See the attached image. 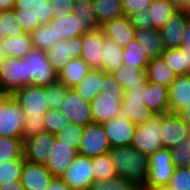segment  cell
Wrapping results in <instances>:
<instances>
[{"label": "cell", "mask_w": 190, "mask_h": 190, "mask_svg": "<svg viewBox=\"0 0 190 190\" xmlns=\"http://www.w3.org/2000/svg\"><path fill=\"white\" fill-rule=\"evenodd\" d=\"M181 11H184L190 15V0L186 1L185 7Z\"/></svg>", "instance_id": "obj_60"}, {"label": "cell", "mask_w": 190, "mask_h": 190, "mask_svg": "<svg viewBox=\"0 0 190 190\" xmlns=\"http://www.w3.org/2000/svg\"><path fill=\"white\" fill-rule=\"evenodd\" d=\"M178 11H181L187 0H168Z\"/></svg>", "instance_id": "obj_59"}, {"label": "cell", "mask_w": 190, "mask_h": 190, "mask_svg": "<svg viewBox=\"0 0 190 190\" xmlns=\"http://www.w3.org/2000/svg\"><path fill=\"white\" fill-rule=\"evenodd\" d=\"M74 0H49L54 18H64L72 14Z\"/></svg>", "instance_id": "obj_50"}, {"label": "cell", "mask_w": 190, "mask_h": 190, "mask_svg": "<svg viewBox=\"0 0 190 190\" xmlns=\"http://www.w3.org/2000/svg\"><path fill=\"white\" fill-rule=\"evenodd\" d=\"M59 109L69 122L85 127L93 123L90 113V102L82 98L73 88H67L65 100Z\"/></svg>", "instance_id": "obj_13"}, {"label": "cell", "mask_w": 190, "mask_h": 190, "mask_svg": "<svg viewBox=\"0 0 190 190\" xmlns=\"http://www.w3.org/2000/svg\"><path fill=\"white\" fill-rule=\"evenodd\" d=\"M96 20L102 24L124 15L121 0H92Z\"/></svg>", "instance_id": "obj_32"}, {"label": "cell", "mask_w": 190, "mask_h": 190, "mask_svg": "<svg viewBox=\"0 0 190 190\" xmlns=\"http://www.w3.org/2000/svg\"><path fill=\"white\" fill-rule=\"evenodd\" d=\"M176 77L177 74L172 71L161 57L150 59L146 68L147 81L169 88Z\"/></svg>", "instance_id": "obj_29"}, {"label": "cell", "mask_w": 190, "mask_h": 190, "mask_svg": "<svg viewBox=\"0 0 190 190\" xmlns=\"http://www.w3.org/2000/svg\"><path fill=\"white\" fill-rule=\"evenodd\" d=\"M102 48V71L112 73L113 71L118 70L124 63L122 56L123 48L108 37H104Z\"/></svg>", "instance_id": "obj_31"}, {"label": "cell", "mask_w": 190, "mask_h": 190, "mask_svg": "<svg viewBox=\"0 0 190 190\" xmlns=\"http://www.w3.org/2000/svg\"><path fill=\"white\" fill-rule=\"evenodd\" d=\"M60 178L70 190H89L95 181L93 158L78 154Z\"/></svg>", "instance_id": "obj_10"}, {"label": "cell", "mask_w": 190, "mask_h": 190, "mask_svg": "<svg viewBox=\"0 0 190 190\" xmlns=\"http://www.w3.org/2000/svg\"><path fill=\"white\" fill-rule=\"evenodd\" d=\"M137 185L127 178L116 176L112 179L96 180L89 190H134Z\"/></svg>", "instance_id": "obj_43"}, {"label": "cell", "mask_w": 190, "mask_h": 190, "mask_svg": "<svg viewBox=\"0 0 190 190\" xmlns=\"http://www.w3.org/2000/svg\"><path fill=\"white\" fill-rule=\"evenodd\" d=\"M116 81L127 89L128 86H135L146 79V70H141L133 65H122L118 70L112 72Z\"/></svg>", "instance_id": "obj_35"}, {"label": "cell", "mask_w": 190, "mask_h": 190, "mask_svg": "<svg viewBox=\"0 0 190 190\" xmlns=\"http://www.w3.org/2000/svg\"><path fill=\"white\" fill-rule=\"evenodd\" d=\"M134 190H144L143 186H137Z\"/></svg>", "instance_id": "obj_65"}, {"label": "cell", "mask_w": 190, "mask_h": 190, "mask_svg": "<svg viewBox=\"0 0 190 190\" xmlns=\"http://www.w3.org/2000/svg\"><path fill=\"white\" fill-rule=\"evenodd\" d=\"M100 28L105 37L111 38L122 48H125L126 45L135 40L136 29L126 15L114 18L102 24Z\"/></svg>", "instance_id": "obj_19"}, {"label": "cell", "mask_w": 190, "mask_h": 190, "mask_svg": "<svg viewBox=\"0 0 190 190\" xmlns=\"http://www.w3.org/2000/svg\"><path fill=\"white\" fill-rule=\"evenodd\" d=\"M0 42L6 57L23 58L33 49L30 33L24 32L16 37H3Z\"/></svg>", "instance_id": "obj_30"}, {"label": "cell", "mask_w": 190, "mask_h": 190, "mask_svg": "<svg viewBox=\"0 0 190 190\" xmlns=\"http://www.w3.org/2000/svg\"><path fill=\"white\" fill-rule=\"evenodd\" d=\"M23 138L0 136V162L24 159Z\"/></svg>", "instance_id": "obj_38"}, {"label": "cell", "mask_w": 190, "mask_h": 190, "mask_svg": "<svg viewBox=\"0 0 190 190\" xmlns=\"http://www.w3.org/2000/svg\"><path fill=\"white\" fill-rule=\"evenodd\" d=\"M12 96L20 104L25 116H44L50 109L46 101V87L28 85L15 91Z\"/></svg>", "instance_id": "obj_11"}, {"label": "cell", "mask_w": 190, "mask_h": 190, "mask_svg": "<svg viewBox=\"0 0 190 190\" xmlns=\"http://www.w3.org/2000/svg\"><path fill=\"white\" fill-rule=\"evenodd\" d=\"M187 136L190 138V126H188Z\"/></svg>", "instance_id": "obj_66"}, {"label": "cell", "mask_w": 190, "mask_h": 190, "mask_svg": "<svg viewBox=\"0 0 190 190\" xmlns=\"http://www.w3.org/2000/svg\"><path fill=\"white\" fill-rule=\"evenodd\" d=\"M6 96V94L0 90V101Z\"/></svg>", "instance_id": "obj_64"}, {"label": "cell", "mask_w": 190, "mask_h": 190, "mask_svg": "<svg viewBox=\"0 0 190 190\" xmlns=\"http://www.w3.org/2000/svg\"><path fill=\"white\" fill-rule=\"evenodd\" d=\"M72 14L79 17L78 19L82 22V28L86 32L100 28L96 20L92 0H74Z\"/></svg>", "instance_id": "obj_34"}, {"label": "cell", "mask_w": 190, "mask_h": 190, "mask_svg": "<svg viewBox=\"0 0 190 190\" xmlns=\"http://www.w3.org/2000/svg\"><path fill=\"white\" fill-rule=\"evenodd\" d=\"M23 59L27 62L32 85L47 87L58 82V72L47 59L46 51L33 48Z\"/></svg>", "instance_id": "obj_9"}, {"label": "cell", "mask_w": 190, "mask_h": 190, "mask_svg": "<svg viewBox=\"0 0 190 190\" xmlns=\"http://www.w3.org/2000/svg\"><path fill=\"white\" fill-rule=\"evenodd\" d=\"M93 169L95 181L117 176L109 152L93 158Z\"/></svg>", "instance_id": "obj_41"}, {"label": "cell", "mask_w": 190, "mask_h": 190, "mask_svg": "<svg viewBox=\"0 0 190 190\" xmlns=\"http://www.w3.org/2000/svg\"><path fill=\"white\" fill-rule=\"evenodd\" d=\"M135 29H149L154 28L153 23L150 22L149 9L140 10L129 17Z\"/></svg>", "instance_id": "obj_52"}, {"label": "cell", "mask_w": 190, "mask_h": 190, "mask_svg": "<svg viewBox=\"0 0 190 190\" xmlns=\"http://www.w3.org/2000/svg\"><path fill=\"white\" fill-rule=\"evenodd\" d=\"M135 41L149 58H160L164 52L161 30L156 28L136 29Z\"/></svg>", "instance_id": "obj_26"}, {"label": "cell", "mask_w": 190, "mask_h": 190, "mask_svg": "<svg viewBox=\"0 0 190 190\" xmlns=\"http://www.w3.org/2000/svg\"><path fill=\"white\" fill-rule=\"evenodd\" d=\"M125 89L105 90L90 102V113L93 123L104 124L120 116Z\"/></svg>", "instance_id": "obj_6"}, {"label": "cell", "mask_w": 190, "mask_h": 190, "mask_svg": "<svg viewBox=\"0 0 190 190\" xmlns=\"http://www.w3.org/2000/svg\"><path fill=\"white\" fill-rule=\"evenodd\" d=\"M149 9L150 22L161 30L169 19L178 11L168 0H153Z\"/></svg>", "instance_id": "obj_33"}, {"label": "cell", "mask_w": 190, "mask_h": 190, "mask_svg": "<svg viewBox=\"0 0 190 190\" xmlns=\"http://www.w3.org/2000/svg\"><path fill=\"white\" fill-rule=\"evenodd\" d=\"M169 190H190V172L187 168H176L169 184Z\"/></svg>", "instance_id": "obj_48"}, {"label": "cell", "mask_w": 190, "mask_h": 190, "mask_svg": "<svg viewBox=\"0 0 190 190\" xmlns=\"http://www.w3.org/2000/svg\"><path fill=\"white\" fill-rule=\"evenodd\" d=\"M47 190H70L60 177H53Z\"/></svg>", "instance_id": "obj_54"}, {"label": "cell", "mask_w": 190, "mask_h": 190, "mask_svg": "<svg viewBox=\"0 0 190 190\" xmlns=\"http://www.w3.org/2000/svg\"><path fill=\"white\" fill-rule=\"evenodd\" d=\"M24 159L0 162V185L21 180Z\"/></svg>", "instance_id": "obj_40"}, {"label": "cell", "mask_w": 190, "mask_h": 190, "mask_svg": "<svg viewBox=\"0 0 190 190\" xmlns=\"http://www.w3.org/2000/svg\"><path fill=\"white\" fill-rule=\"evenodd\" d=\"M111 146L105 134L103 124L91 123L84 127L78 154L95 158L108 153Z\"/></svg>", "instance_id": "obj_12"}, {"label": "cell", "mask_w": 190, "mask_h": 190, "mask_svg": "<svg viewBox=\"0 0 190 190\" xmlns=\"http://www.w3.org/2000/svg\"><path fill=\"white\" fill-rule=\"evenodd\" d=\"M161 58L177 75L188 74L186 49H181V47L166 49L162 53Z\"/></svg>", "instance_id": "obj_37"}, {"label": "cell", "mask_w": 190, "mask_h": 190, "mask_svg": "<svg viewBox=\"0 0 190 190\" xmlns=\"http://www.w3.org/2000/svg\"><path fill=\"white\" fill-rule=\"evenodd\" d=\"M74 14L65 15L64 18H53L47 25L54 34V44L58 40H68L76 36H83L86 32L82 28V22Z\"/></svg>", "instance_id": "obj_24"}, {"label": "cell", "mask_w": 190, "mask_h": 190, "mask_svg": "<svg viewBox=\"0 0 190 190\" xmlns=\"http://www.w3.org/2000/svg\"><path fill=\"white\" fill-rule=\"evenodd\" d=\"M162 115H154L143 124L136 125L131 146L148 157L163 148Z\"/></svg>", "instance_id": "obj_5"}, {"label": "cell", "mask_w": 190, "mask_h": 190, "mask_svg": "<svg viewBox=\"0 0 190 190\" xmlns=\"http://www.w3.org/2000/svg\"><path fill=\"white\" fill-rule=\"evenodd\" d=\"M111 147L131 146L136 125L128 118L115 117L103 124Z\"/></svg>", "instance_id": "obj_16"}, {"label": "cell", "mask_w": 190, "mask_h": 190, "mask_svg": "<svg viewBox=\"0 0 190 190\" xmlns=\"http://www.w3.org/2000/svg\"><path fill=\"white\" fill-rule=\"evenodd\" d=\"M170 152L176 168H187L190 163V138L186 136L183 141L171 148Z\"/></svg>", "instance_id": "obj_45"}, {"label": "cell", "mask_w": 190, "mask_h": 190, "mask_svg": "<svg viewBox=\"0 0 190 190\" xmlns=\"http://www.w3.org/2000/svg\"><path fill=\"white\" fill-rule=\"evenodd\" d=\"M104 71L91 69L90 72L73 87L75 91L86 101L91 102L95 96L103 92Z\"/></svg>", "instance_id": "obj_27"}, {"label": "cell", "mask_w": 190, "mask_h": 190, "mask_svg": "<svg viewBox=\"0 0 190 190\" xmlns=\"http://www.w3.org/2000/svg\"><path fill=\"white\" fill-rule=\"evenodd\" d=\"M25 123V114L20 104L12 95H6L0 101V136L23 138L22 128Z\"/></svg>", "instance_id": "obj_8"}, {"label": "cell", "mask_w": 190, "mask_h": 190, "mask_svg": "<svg viewBox=\"0 0 190 190\" xmlns=\"http://www.w3.org/2000/svg\"><path fill=\"white\" fill-rule=\"evenodd\" d=\"M13 10L25 33H31L54 18L49 0H15Z\"/></svg>", "instance_id": "obj_2"}, {"label": "cell", "mask_w": 190, "mask_h": 190, "mask_svg": "<svg viewBox=\"0 0 190 190\" xmlns=\"http://www.w3.org/2000/svg\"><path fill=\"white\" fill-rule=\"evenodd\" d=\"M109 153L117 176L127 178L137 186H144L149 172L147 155L132 146L111 147Z\"/></svg>", "instance_id": "obj_1"}, {"label": "cell", "mask_w": 190, "mask_h": 190, "mask_svg": "<svg viewBox=\"0 0 190 190\" xmlns=\"http://www.w3.org/2000/svg\"><path fill=\"white\" fill-rule=\"evenodd\" d=\"M15 0H0V12L12 10L14 8Z\"/></svg>", "instance_id": "obj_58"}, {"label": "cell", "mask_w": 190, "mask_h": 190, "mask_svg": "<svg viewBox=\"0 0 190 190\" xmlns=\"http://www.w3.org/2000/svg\"><path fill=\"white\" fill-rule=\"evenodd\" d=\"M32 85V77L28 76L27 62L23 58L6 57L0 64V90L6 95Z\"/></svg>", "instance_id": "obj_3"}, {"label": "cell", "mask_w": 190, "mask_h": 190, "mask_svg": "<svg viewBox=\"0 0 190 190\" xmlns=\"http://www.w3.org/2000/svg\"><path fill=\"white\" fill-rule=\"evenodd\" d=\"M5 58H6V55L1 47V42H0V64L4 61Z\"/></svg>", "instance_id": "obj_61"}, {"label": "cell", "mask_w": 190, "mask_h": 190, "mask_svg": "<svg viewBox=\"0 0 190 190\" xmlns=\"http://www.w3.org/2000/svg\"><path fill=\"white\" fill-rule=\"evenodd\" d=\"M190 104V74L177 75L169 86V113L178 114Z\"/></svg>", "instance_id": "obj_23"}, {"label": "cell", "mask_w": 190, "mask_h": 190, "mask_svg": "<svg viewBox=\"0 0 190 190\" xmlns=\"http://www.w3.org/2000/svg\"><path fill=\"white\" fill-rule=\"evenodd\" d=\"M0 28L2 38L16 37L24 33L13 9L0 12Z\"/></svg>", "instance_id": "obj_42"}, {"label": "cell", "mask_w": 190, "mask_h": 190, "mask_svg": "<svg viewBox=\"0 0 190 190\" xmlns=\"http://www.w3.org/2000/svg\"><path fill=\"white\" fill-rule=\"evenodd\" d=\"M84 127L69 122L64 129L60 130L55 136L62 143L76 144L80 147L81 137L83 136Z\"/></svg>", "instance_id": "obj_46"}, {"label": "cell", "mask_w": 190, "mask_h": 190, "mask_svg": "<svg viewBox=\"0 0 190 190\" xmlns=\"http://www.w3.org/2000/svg\"><path fill=\"white\" fill-rule=\"evenodd\" d=\"M34 49L48 51L54 46V34L47 24H40L30 33Z\"/></svg>", "instance_id": "obj_39"}, {"label": "cell", "mask_w": 190, "mask_h": 190, "mask_svg": "<svg viewBox=\"0 0 190 190\" xmlns=\"http://www.w3.org/2000/svg\"><path fill=\"white\" fill-rule=\"evenodd\" d=\"M188 125L177 114H162L161 138L163 148L171 149L187 136Z\"/></svg>", "instance_id": "obj_20"}, {"label": "cell", "mask_w": 190, "mask_h": 190, "mask_svg": "<svg viewBox=\"0 0 190 190\" xmlns=\"http://www.w3.org/2000/svg\"><path fill=\"white\" fill-rule=\"evenodd\" d=\"M0 190H25L21 180L0 185Z\"/></svg>", "instance_id": "obj_56"}, {"label": "cell", "mask_w": 190, "mask_h": 190, "mask_svg": "<svg viewBox=\"0 0 190 190\" xmlns=\"http://www.w3.org/2000/svg\"><path fill=\"white\" fill-rule=\"evenodd\" d=\"M67 87L60 83L56 82L55 84L49 85L46 87L47 102L50 109L59 110L61 103L65 100V93Z\"/></svg>", "instance_id": "obj_47"}, {"label": "cell", "mask_w": 190, "mask_h": 190, "mask_svg": "<svg viewBox=\"0 0 190 190\" xmlns=\"http://www.w3.org/2000/svg\"><path fill=\"white\" fill-rule=\"evenodd\" d=\"M53 177L45 165L24 160L21 182L25 190H47Z\"/></svg>", "instance_id": "obj_22"}, {"label": "cell", "mask_w": 190, "mask_h": 190, "mask_svg": "<svg viewBox=\"0 0 190 190\" xmlns=\"http://www.w3.org/2000/svg\"><path fill=\"white\" fill-rule=\"evenodd\" d=\"M149 172L143 187H167L176 167L172 162L170 149L161 148L148 157Z\"/></svg>", "instance_id": "obj_7"}, {"label": "cell", "mask_w": 190, "mask_h": 190, "mask_svg": "<svg viewBox=\"0 0 190 190\" xmlns=\"http://www.w3.org/2000/svg\"><path fill=\"white\" fill-rule=\"evenodd\" d=\"M82 58H72L58 72V82L64 84L67 88H73L77 85L91 70Z\"/></svg>", "instance_id": "obj_28"}, {"label": "cell", "mask_w": 190, "mask_h": 190, "mask_svg": "<svg viewBox=\"0 0 190 190\" xmlns=\"http://www.w3.org/2000/svg\"><path fill=\"white\" fill-rule=\"evenodd\" d=\"M153 0H121L124 15L130 17L140 10H146Z\"/></svg>", "instance_id": "obj_51"}, {"label": "cell", "mask_w": 190, "mask_h": 190, "mask_svg": "<svg viewBox=\"0 0 190 190\" xmlns=\"http://www.w3.org/2000/svg\"><path fill=\"white\" fill-rule=\"evenodd\" d=\"M189 14L177 11L161 29L164 50L182 47Z\"/></svg>", "instance_id": "obj_21"}, {"label": "cell", "mask_w": 190, "mask_h": 190, "mask_svg": "<svg viewBox=\"0 0 190 190\" xmlns=\"http://www.w3.org/2000/svg\"><path fill=\"white\" fill-rule=\"evenodd\" d=\"M104 35L101 28L85 32L82 36V54L81 57L92 69L102 70V46L104 44Z\"/></svg>", "instance_id": "obj_18"}, {"label": "cell", "mask_w": 190, "mask_h": 190, "mask_svg": "<svg viewBox=\"0 0 190 190\" xmlns=\"http://www.w3.org/2000/svg\"><path fill=\"white\" fill-rule=\"evenodd\" d=\"M78 155L76 144H66L55 138L45 167L54 177H60L69 167L73 159Z\"/></svg>", "instance_id": "obj_17"}, {"label": "cell", "mask_w": 190, "mask_h": 190, "mask_svg": "<svg viewBox=\"0 0 190 190\" xmlns=\"http://www.w3.org/2000/svg\"><path fill=\"white\" fill-rule=\"evenodd\" d=\"M181 49H186V52H190V15L186 24L185 35L182 38Z\"/></svg>", "instance_id": "obj_55"}, {"label": "cell", "mask_w": 190, "mask_h": 190, "mask_svg": "<svg viewBox=\"0 0 190 190\" xmlns=\"http://www.w3.org/2000/svg\"><path fill=\"white\" fill-rule=\"evenodd\" d=\"M82 36H76L68 40H58L53 48L46 51L47 59L59 72L72 58H80L82 54Z\"/></svg>", "instance_id": "obj_15"}, {"label": "cell", "mask_w": 190, "mask_h": 190, "mask_svg": "<svg viewBox=\"0 0 190 190\" xmlns=\"http://www.w3.org/2000/svg\"><path fill=\"white\" fill-rule=\"evenodd\" d=\"M69 124V119L59 110L49 109L44 114V132L56 135Z\"/></svg>", "instance_id": "obj_44"}, {"label": "cell", "mask_w": 190, "mask_h": 190, "mask_svg": "<svg viewBox=\"0 0 190 190\" xmlns=\"http://www.w3.org/2000/svg\"><path fill=\"white\" fill-rule=\"evenodd\" d=\"M144 190H169V189L167 187H161V188L144 187Z\"/></svg>", "instance_id": "obj_63"}, {"label": "cell", "mask_w": 190, "mask_h": 190, "mask_svg": "<svg viewBox=\"0 0 190 190\" xmlns=\"http://www.w3.org/2000/svg\"><path fill=\"white\" fill-rule=\"evenodd\" d=\"M147 82L146 78L135 86H128L124 91L120 116L130 119L135 125L143 124L156 115L143 101Z\"/></svg>", "instance_id": "obj_4"}, {"label": "cell", "mask_w": 190, "mask_h": 190, "mask_svg": "<svg viewBox=\"0 0 190 190\" xmlns=\"http://www.w3.org/2000/svg\"><path fill=\"white\" fill-rule=\"evenodd\" d=\"M44 132V116L30 117L25 116V123L22 128L23 140Z\"/></svg>", "instance_id": "obj_49"}, {"label": "cell", "mask_w": 190, "mask_h": 190, "mask_svg": "<svg viewBox=\"0 0 190 190\" xmlns=\"http://www.w3.org/2000/svg\"><path fill=\"white\" fill-rule=\"evenodd\" d=\"M186 59L188 65V74H190V52H186Z\"/></svg>", "instance_id": "obj_62"}, {"label": "cell", "mask_w": 190, "mask_h": 190, "mask_svg": "<svg viewBox=\"0 0 190 190\" xmlns=\"http://www.w3.org/2000/svg\"><path fill=\"white\" fill-rule=\"evenodd\" d=\"M177 115L184 123L190 126V104L183 108Z\"/></svg>", "instance_id": "obj_57"}, {"label": "cell", "mask_w": 190, "mask_h": 190, "mask_svg": "<svg viewBox=\"0 0 190 190\" xmlns=\"http://www.w3.org/2000/svg\"><path fill=\"white\" fill-rule=\"evenodd\" d=\"M118 90V89H124L123 86H121L116 79L114 78V76L112 75V73H106L104 72V88H103V92H105V90Z\"/></svg>", "instance_id": "obj_53"}, {"label": "cell", "mask_w": 190, "mask_h": 190, "mask_svg": "<svg viewBox=\"0 0 190 190\" xmlns=\"http://www.w3.org/2000/svg\"><path fill=\"white\" fill-rule=\"evenodd\" d=\"M55 135L42 132L23 140V157L30 163L45 165L52 151Z\"/></svg>", "instance_id": "obj_14"}, {"label": "cell", "mask_w": 190, "mask_h": 190, "mask_svg": "<svg viewBox=\"0 0 190 190\" xmlns=\"http://www.w3.org/2000/svg\"><path fill=\"white\" fill-rule=\"evenodd\" d=\"M143 101L145 106L156 115L169 113V88L147 82L144 88Z\"/></svg>", "instance_id": "obj_25"}, {"label": "cell", "mask_w": 190, "mask_h": 190, "mask_svg": "<svg viewBox=\"0 0 190 190\" xmlns=\"http://www.w3.org/2000/svg\"><path fill=\"white\" fill-rule=\"evenodd\" d=\"M122 56L124 65H133L139 67L141 70H146L150 62L149 56L135 40L123 48Z\"/></svg>", "instance_id": "obj_36"}, {"label": "cell", "mask_w": 190, "mask_h": 190, "mask_svg": "<svg viewBox=\"0 0 190 190\" xmlns=\"http://www.w3.org/2000/svg\"><path fill=\"white\" fill-rule=\"evenodd\" d=\"M187 169L189 170V172H190V163H189V165L187 166Z\"/></svg>", "instance_id": "obj_67"}]
</instances>
